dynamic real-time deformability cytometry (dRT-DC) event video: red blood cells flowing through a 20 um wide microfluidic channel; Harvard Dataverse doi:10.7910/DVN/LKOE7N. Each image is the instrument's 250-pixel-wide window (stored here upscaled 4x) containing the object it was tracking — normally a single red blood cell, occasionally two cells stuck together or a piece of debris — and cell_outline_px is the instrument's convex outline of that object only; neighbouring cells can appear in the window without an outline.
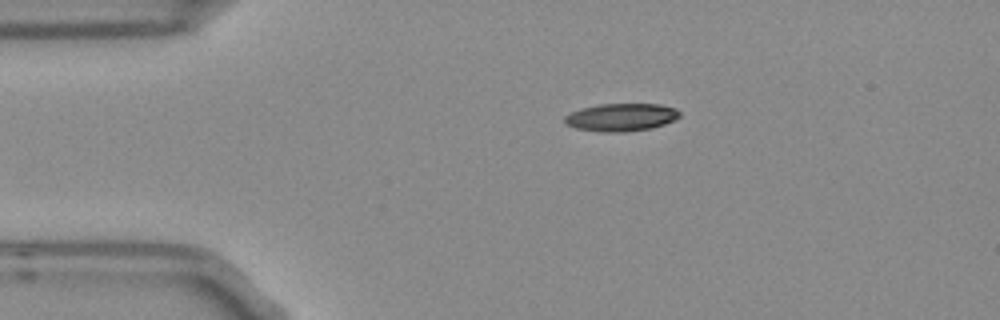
{"species": "Egyptian fruit bat (a non-hibernating species)", "species_latin": "Rousettus aegyptiacus", "temperature_condition": "room temperature", "stored_images_in_passage": 1, "camera_frame_rate_fps": 3000, "um_per_image_px": 0.085, "frame": {"image": 1, "passage_image": 1, "time_ms": 0.0, "image_size_px": [1000, 320], "cell_outline_px": [[680, 116], [676, 120], [652, 128], [624, 132], [604, 132], [576, 128], [564, 124], [564, 116], [568, 112], [580, 108], [600, 104], [660, 104], [676, 108], [680, 112]], "centroid_in_image_um": [52.78, 9.96], "position_along_channel_um": 32.2, "area_um2": 18.84}}